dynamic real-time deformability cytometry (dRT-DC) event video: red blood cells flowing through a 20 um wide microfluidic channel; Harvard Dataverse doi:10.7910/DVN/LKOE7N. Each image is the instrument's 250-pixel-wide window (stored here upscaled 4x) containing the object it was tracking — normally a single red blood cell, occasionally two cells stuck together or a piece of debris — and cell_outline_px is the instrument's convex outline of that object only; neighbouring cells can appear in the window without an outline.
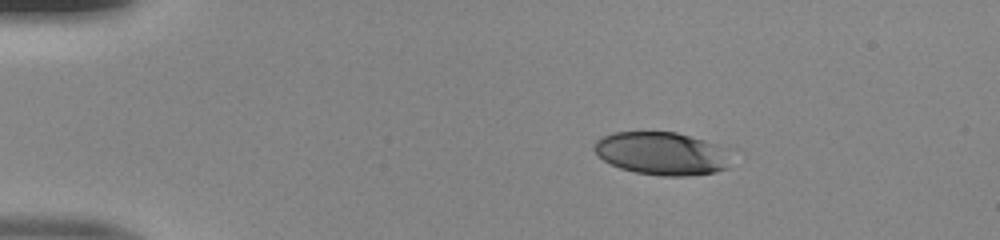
{"species": "human", "species_latin": "Homo sapiens", "temperature_condition": "room temperature", "stored_images_in_passage": 42, "camera_frame_rate_fps": 3000, "um_per_image_px": 0.085, "donor": {"sex": "male"}, "frame": {"image": 1, "passage_image": 1, "time_ms": 0.0, "image_size_px": [1000, 240], "cell_outline_px": [[728, 168], [716, 172], [684, 176], [660, 176], [636, 172], [620, 168], [604, 160], [592, 148], [596, 140], [604, 136], [616, 132], [676, 132], [704, 140], [716, 144], [720, 148]], "centroid_in_image_um": [56.16, 13.05], "position_along_channel_um": 28.8, "area_um2": 33.47}}
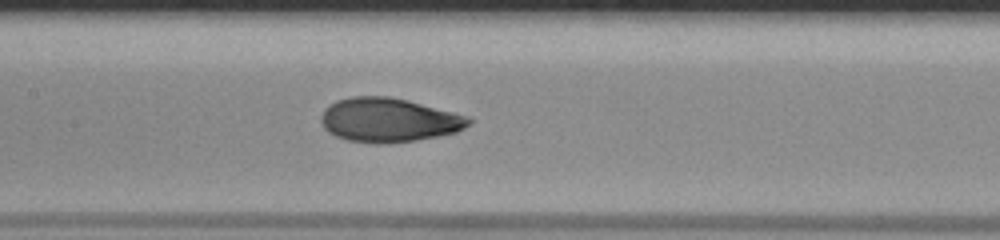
{"frame": {"image": 2, "passage_image": 17, "time_ms": 5.333, "image_size_px": [1000, 240], "cell_outline_px": [[472, 124], [456, 132], [416, 140], [388, 144], [376, 144], [348, 140], [336, 136], [328, 132], [324, 128], [320, 120], [320, 116], [324, 108], [336, 100], [352, 96], [388, 96], [408, 100], [468, 116], [472, 120]], "centroid_in_image_um": [33.02, 10.2], "position_along_channel_um": 174.4, "area_um2": 38.15}}
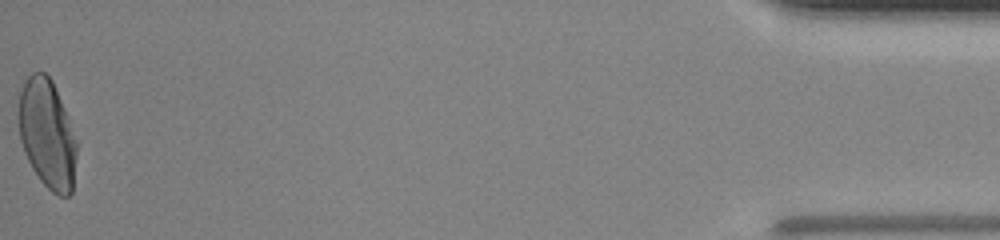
{"frame": {"image": 3, "passage_image": 42, "time_ms": 13.667, "image_size_px": [1000, 240], "cell_outline_px": [[76, 156], [72, 192], [68, 196], [60, 196], [52, 192], [40, 180], [32, 168], [24, 152], [20, 140], [16, 112], [20, 92], [24, 80], [32, 72], [44, 72], [52, 80], [68, 116], [76, 140]], "centroid_in_image_um": [3.98, 11.36], "position_along_channel_um": 431.2, "area_um2": 37.28}}